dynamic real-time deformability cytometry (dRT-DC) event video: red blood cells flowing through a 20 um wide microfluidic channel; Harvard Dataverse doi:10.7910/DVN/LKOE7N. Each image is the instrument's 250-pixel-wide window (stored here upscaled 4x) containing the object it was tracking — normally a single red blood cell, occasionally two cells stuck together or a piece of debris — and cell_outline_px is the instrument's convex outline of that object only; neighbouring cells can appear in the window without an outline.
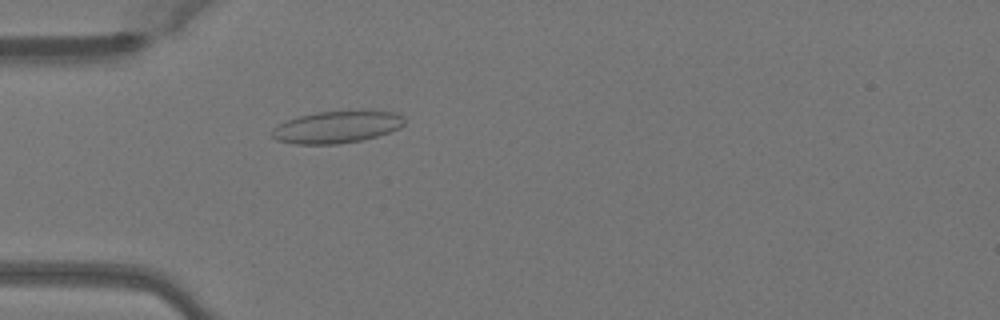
{"species": "Egyptian fruit bat (a non-hibernating species)", "species_latin": "Rousettus aegyptiacus", "temperature_condition": "warm", "stored_images_in_passage": 43, "camera_frame_rate_fps": 3000, "um_per_image_px": 0.085, "animal": {"sex": "female"}, "frame": {"image": 1, "passage_image": 8, "time_ms": 2.333, "image_size_px": [1000, 320], "cell_outline_px": [[404, 124], [400, 128], [376, 136], [360, 140], [336, 144], [292, 144], [276, 140], [272, 136], [272, 128], [288, 120], [300, 116], [316, 112], [396, 112], [404, 116]], "centroid_in_image_um": [28.6, 10.82], "position_along_channel_um": 56.4, "area_um2": 24.22}}
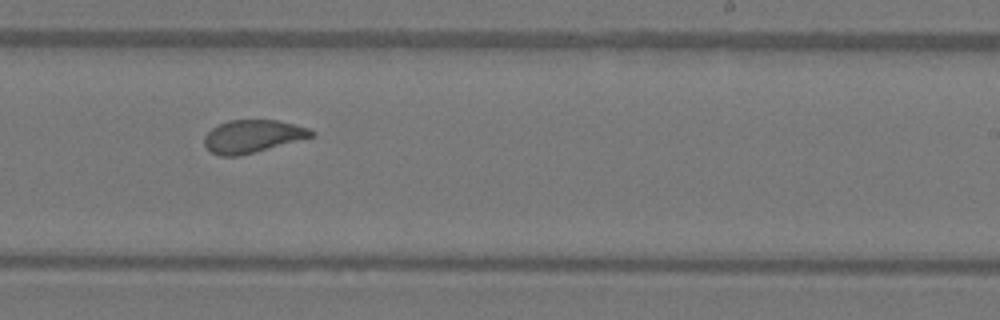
{"frame": {"image": 2, "passage_image": 24, "time_ms": 7.667, "image_size_px": [1000, 320], "cell_outline_px": [[316, 136], [240, 156], [220, 156], [212, 152], [204, 144], [204, 136], [216, 124], [228, 120], [276, 120], [308, 128], [316, 132]], "centroid_in_image_um": [21.47, 11.58], "position_along_channel_um": 267.5, "area_um2": 20.52}}
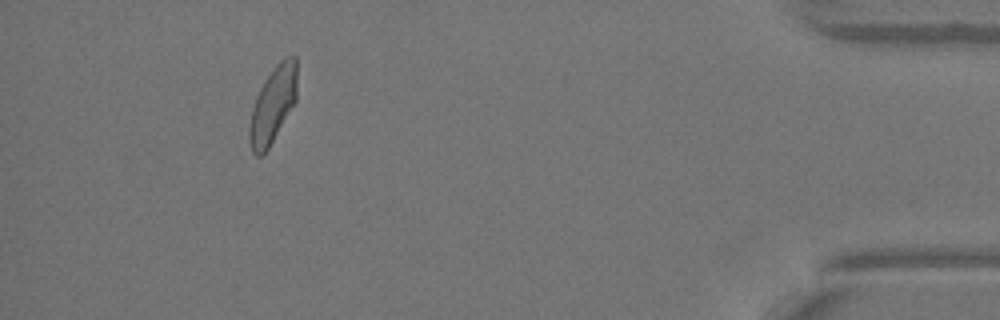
{"frame": {"image": 3, "passage_image": 39, "time_ms": 12.667, "image_size_px": [1000, 320], "cell_outline_px": [[296, 100], [268, 148], [260, 156], [256, 156], [252, 152], [248, 136], [248, 128], [252, 108], [256, 96], [264, 80], [276, 64], [284, 56], [296, 56]], "centroid_in_image_um": [23.17, 8.89], "position_along_channel_um": 412.0, "area_um2": 20.98}, "authors_computed_cell_mechanics": {"area_um2": 21.2704, "velocity_mm_per_s": 4.0716, "shape_relaxation_time_tau1_ms": 6.973, "shape_relaxation_time_tau2_ms": null, "deformation_change_tau1": 0.1741, "deformation_change_tau2": null}}